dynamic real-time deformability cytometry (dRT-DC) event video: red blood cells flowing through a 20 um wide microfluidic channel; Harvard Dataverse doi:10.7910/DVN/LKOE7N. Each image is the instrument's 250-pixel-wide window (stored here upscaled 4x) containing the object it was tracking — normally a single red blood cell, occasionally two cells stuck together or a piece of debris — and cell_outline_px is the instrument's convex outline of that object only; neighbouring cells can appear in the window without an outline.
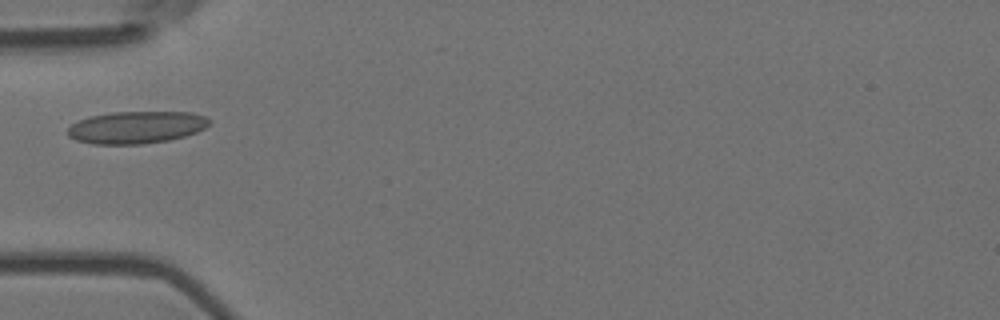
{"species": "Egyptian fruit bat (a non-hibernating species)", "species_latin": "Rousettus aegyptiacus", "temperature_condition": "room temperature", "stored_images_in_passage": 4, "camera_frame_rate_fps": 3000, "um_per_image_px": 0.085, "animal": {"sex": "female"}, "frame": {"image": 1, "passage_image": 3, "time_ms": 0.667, "image_size_px": [1000, 320], "cell_outline_px": [[212, 120], [204, 128], [196, 132], [184, 136], [168, 140], [144, 144], [92, 144], [76, 140], [68, 136], [68, 128], [72, 124], [88, 116], [112, 112], [192, 112], [204, 116]], "centroid_in_image_um": [11.58, 10.82], "position_along_channel_um": 73.4, "area_um2": 26.65}}
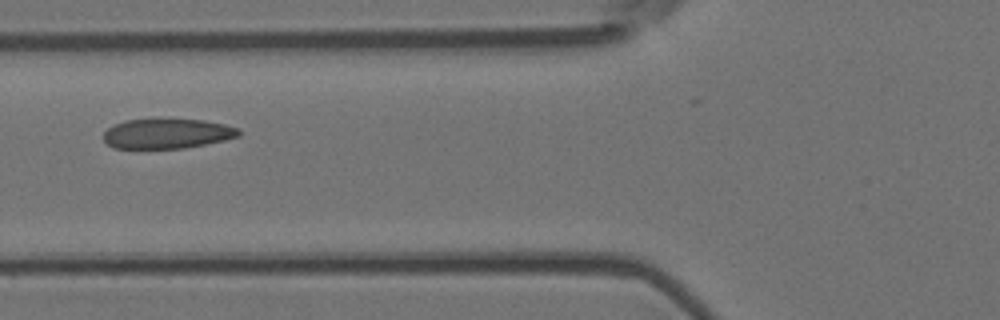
{"frame": {"image": 2, "passage_image": 4, "time_ms": 1.0, "image_size_px": [1000, 320], "cell_outline_px": [[240, 136], [224, 140], [184, 148], [112, 148], [104, 140], [104, 132], [108, 128], [116, 124], [128, 120], [204, 120], [224, 124], [240, 128]], "centroid_in_image_um": [14.23, 11.37], "position_along_channel_um": 111.6, "area_um2": 23.18}}